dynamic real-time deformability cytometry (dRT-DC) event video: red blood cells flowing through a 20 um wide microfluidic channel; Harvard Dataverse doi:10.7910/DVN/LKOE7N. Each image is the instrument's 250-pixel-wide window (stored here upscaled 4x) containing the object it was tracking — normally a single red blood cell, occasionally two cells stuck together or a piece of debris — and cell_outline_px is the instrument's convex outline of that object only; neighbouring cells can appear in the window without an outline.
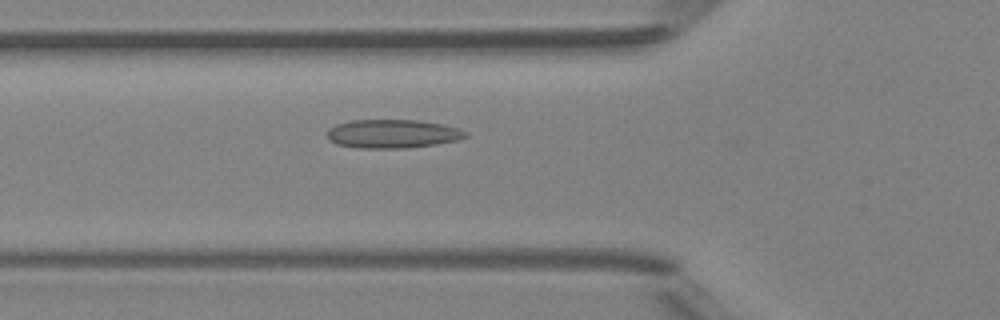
{"species": "Egyptian fruit bat (a non-hibernating species)", "species_latin": "Rousettus aegyptiacus", "temperature_condition": "room temperature", "stored_images_in_passage": 44, "camera_frame_rate_fps": 3000, "um_per_image_px": 0.085, "animal": {"sex": "female"}, "frame": {"image": 1, "passage_image": 13, "time_ms": 4.0, "image_size_px": [1000, 320], "cell_outline_px": [[468, 136], [460, 140], [436, 144], [404, 148], [356, 148], [336, 144], [328, 140], [328, 128], [336, 124], [348, 120], [416, 120], [444, 124], [468, 132]], "centroid_in_image_um": [33.35, 11.37], "position_along_channel_um": 92.4, "area_um2": 23.29}}
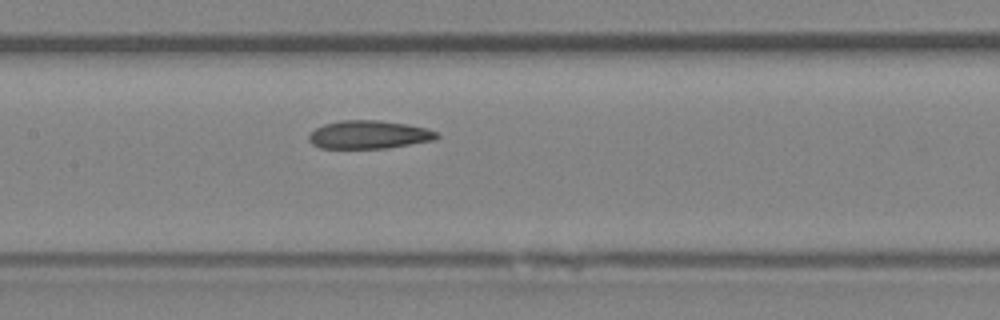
{"frame": {"image": 2, "passage_image": 19, "time_ms": 6.0, "image_size_px": [1000, 320], "cell_outline_px": [[440, 136], [436, 140], [388, 148], [320, 148], [312, 144], [308, 140], [308, 136], [316, 128], [324, 124], [340, 120], [380, 120], [408, 124], [428, 128], [440, 132]], "centroid_in_image_um": [31.42, 11.44], "position_along_channel_um": 176.0, "area_um2": 21.33}}
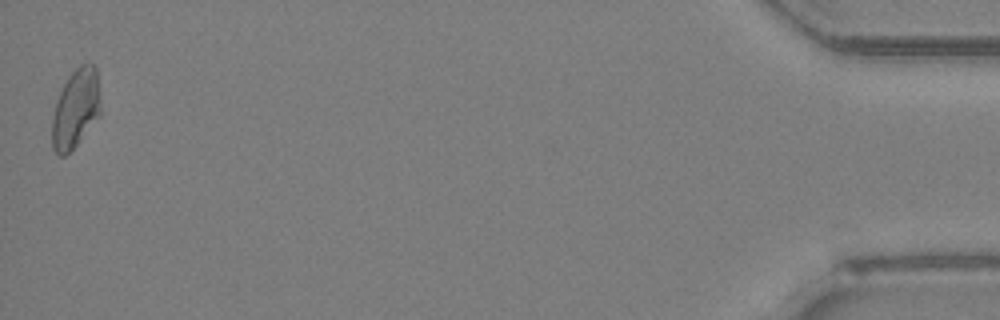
{"frame": {"image": 3, "passage_image": 44, "time_ms": 14.333, "image_size_px": [1000, 320], "cell_outline_px": [[100, 116], [80, 140], [64, 156], [60, 156], [52, 148], [52, 120], [56, 100], [68, 76], [80, 64], [88, 60], [96, 64], [100, 104]], "centroid_in_image_um": [6.45, 9.18], "position_along_channel_um": 428.8, "area_um2": 22.43}, "authors_computed_cell_mechanics": {"area_um2": 21.7039, "velocity_mm_per_s": 4.1986, "shape_relaxation_time_tau1_ms": null, "shape_relaxation_time_tau2_ms": 3.4038, "deformation_change_tau1": null, "deformation_change_tau2": 0.0837}}